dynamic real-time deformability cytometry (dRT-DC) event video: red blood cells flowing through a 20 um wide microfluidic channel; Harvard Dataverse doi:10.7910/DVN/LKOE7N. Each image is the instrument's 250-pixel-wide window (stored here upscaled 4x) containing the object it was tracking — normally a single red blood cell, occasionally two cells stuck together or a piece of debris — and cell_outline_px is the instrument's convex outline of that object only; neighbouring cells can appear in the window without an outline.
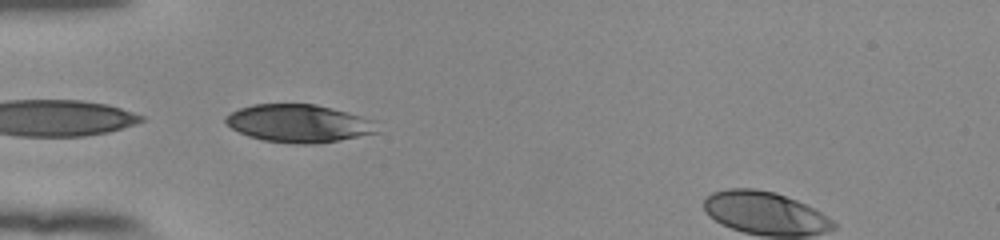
{"species": "human", "species_latin": "Homo sapiens", "temperature_condition": "room temperature", "stored_images_in_passage": 16, "camera_frame_rate_fps": 3000, "um_per_image_px": 0.085, "donor": {"sex": "female"}, "frame": {"image": 1, "passage_image": 1, "time_ms": 0.0, "image_size_px": [1000, 240], "cell_outline_px": [[380, 132], [340, 140], [316, 144], [296, 144], [264, 140], [248, 136], [232, 128], [224, 120], [224, 116], [240, 108], [252, 104], [316, 104], [348, 112], [372, 120]], "centroid_in_image_um": [25.39, 10.49], "position_along_channel_um": 59.6, "area_um2": 33.35}}
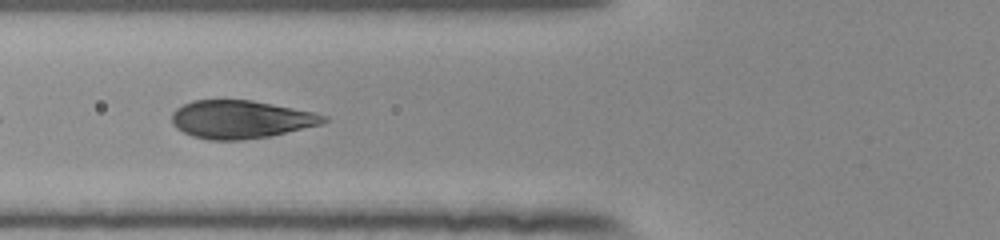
{"frame": {"image": 2, "passage_image": 5, "time_ms": 1.333, "image_size_px": [1000, 240], "cell_outline_px": [[328, 120], [320, 124], [272, 136], [244, 140], [208, 140], [192, 136], [176, 128], [172, 124], [172, 112], [176, 108], [192, 100], [252, 100], [312, 112], [328, 116]], "centroid_in_image_um": [20.43, 10.15], "position_along_channel_um": 105.4, "area_um2": 33.64}}